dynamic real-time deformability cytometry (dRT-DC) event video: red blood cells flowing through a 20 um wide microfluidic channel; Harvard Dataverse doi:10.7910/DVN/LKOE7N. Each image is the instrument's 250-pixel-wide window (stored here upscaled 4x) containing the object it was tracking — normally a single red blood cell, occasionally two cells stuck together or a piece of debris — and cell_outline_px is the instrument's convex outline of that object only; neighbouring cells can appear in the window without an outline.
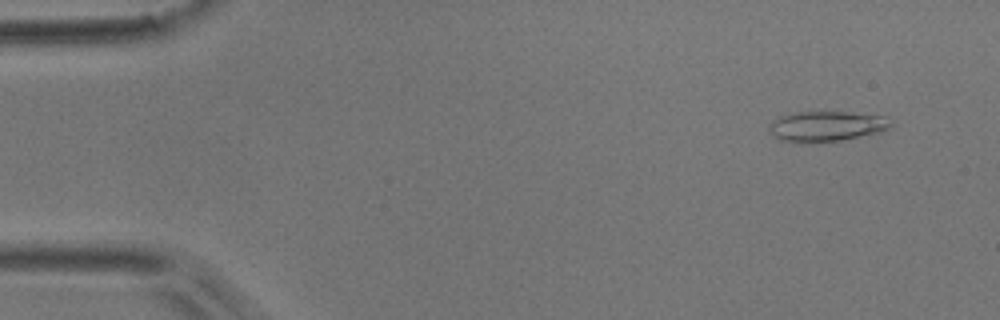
{"species": "common noctule bat (a hibernating species)", "species_latin": "Nyctalus noctula", "temperature_condition": "room temperature", "stored_images_in_passage": 52, "camera_frame_rate_fps": 3000, "um_per_image_px": 0.085, "animal": {"sex": "male", "body_mass_g": 17.9}, "frame": {"image": 1, "passage_image": 4, "time_ms": 1.0, "image_size_px": [1000, 320], "cell_outline_px": [[892, 128], [880, 132], [840, 140], [780, 140], [772, 136], [768, 128], [768, 124], [772, 120], [780, 116], [792, 112], [848, 112], [888, 116], [892, 124]], "centroid_in_image_um": [70.28, 10.68], "position_along_channel_um": 14.7, "area_um2": 21.1}}
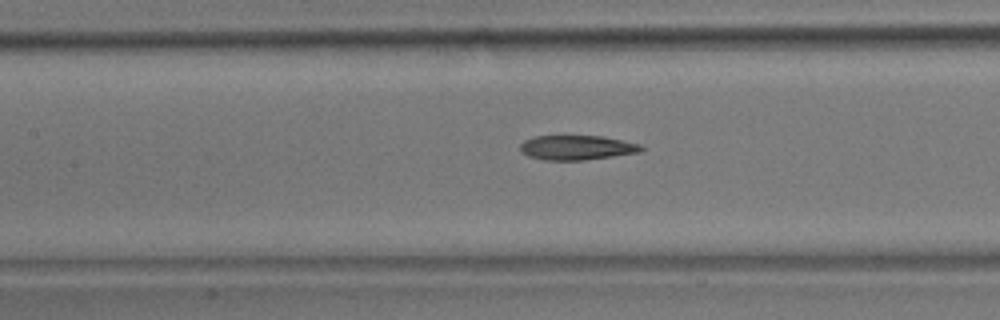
{"frame": {"image": 2, "passage_image": 24, "time_ms": 7.667, "image_size_px": [1000, 320], "cell_outline_px": [[644, 148], [640, 152], [584, 160], [544, 160], [528, 156], [520, 152], [520, 144], [524, 140], [536, 136], [600, 136], [640, 144]], "centroid_in_image_um": [48.98, 12.55], "position_along_channel_um": 158.4, "area_um2": 17.22}}
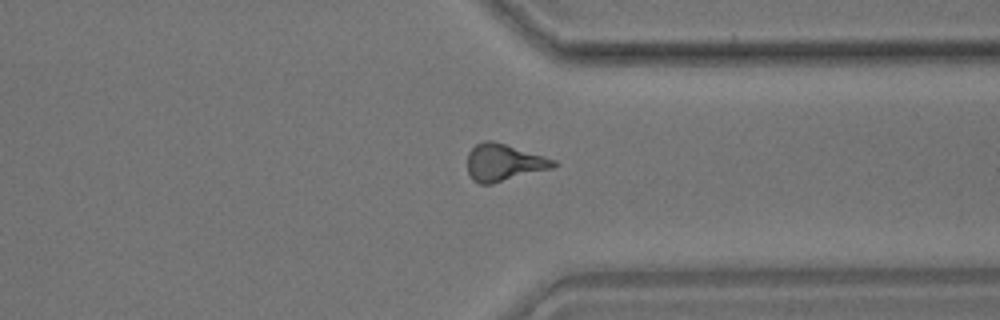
{"frame": {"image": 3, "passage_image": 41, "time_ms": 13.333, "image_size_px": [1000, 320], "cell_outline_px": [[556, 164], [552, 168], [492, 184], [480, 184], [472, 180], [468, 172], [468, 152], [476, 144], [484, 140], [492, 140], [544, 156], [556, 160]], "centroid_in_image_um": [42.79, 13.82], "position_along_channel_um": 368.6, "area_um2": 18.5}, "authors_computed_cell_mechanics": {"area_um2": 18.4093, "velocity_mm_per_s": 3.7371, "shape_relaxation_time_tau1_ms": 8.6359, "shape_relaxation_time_tau2_ms": 4.5134, "deformation_change_tau1": 0.2224, "deformation_change_tau2": 0.1436}}